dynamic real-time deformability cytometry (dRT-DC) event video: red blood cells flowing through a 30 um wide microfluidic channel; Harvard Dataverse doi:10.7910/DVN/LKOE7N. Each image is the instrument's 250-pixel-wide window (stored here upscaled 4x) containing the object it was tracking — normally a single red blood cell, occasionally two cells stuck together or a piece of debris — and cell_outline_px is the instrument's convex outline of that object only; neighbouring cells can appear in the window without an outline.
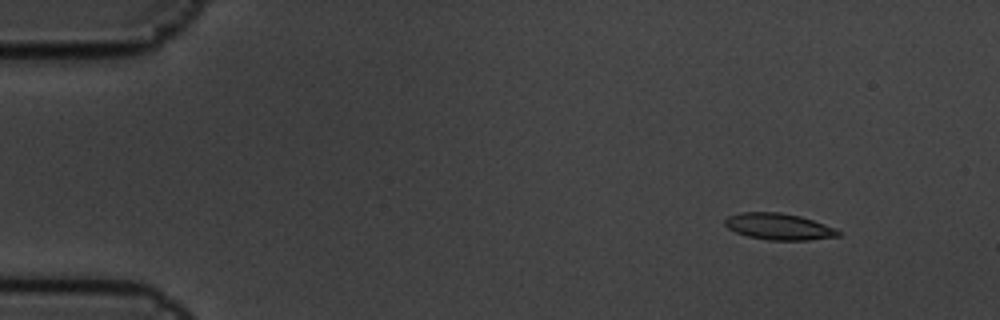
{"species": "common noctule bat (a hibernating species)", "species_latin": "Nyctalus noctula", "temperature_condition": "cold", "stored_images_in_passage": 7, "camera_frame_rate_fps": 3000, "um_per_image_px": 0.085, "animal": {"sex": "male", "body_mass_g": 19.5, "forearm_length_mm": 54.6}, "frame": {"image": 1, "passage_image": 2, "time_ms": 0.333, "image_size_px": [1000, 320], "cell_outline_px": [[840, 236], [808, 240], [768, 240], [748, 236], [736, 232], [728, 228], [724, 224], [724, 220], [728, 216], [740, 212], [780, 212], [800, 216], [836, 228], [840, 232]], "centroid_in_image_um": [66.19, 19.25], "position_along_channel_um": 18.8, "area_um2": 17.46}}
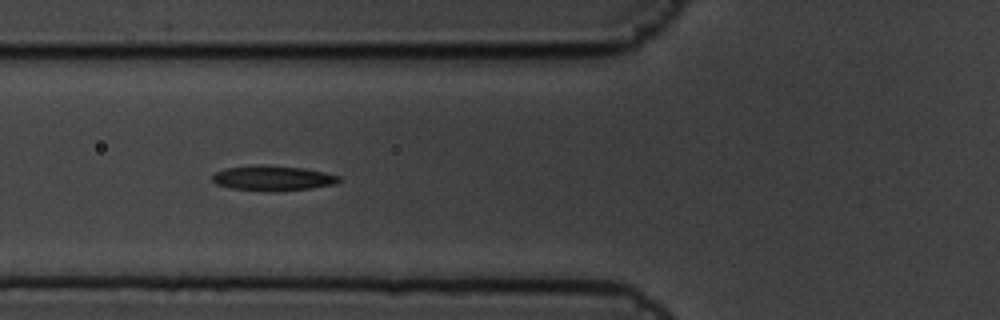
{"frame": {"image": 2, "passage_image": 6, "time_ms": 1.667, "image_size_px": [1000, 320], "cell_outline_px": [[340, 180], [336, 184], [312, 188], [232, 188], [216, 184], [212, 180], [212, 176], [216, 172], [228, 168], [256, 164], [304, 168], [324, 172], [340, 176]], "centroid_in_image_um": [23.21, 15.08], "position_along_channel_um": 102.6, "area_um2": 17.34}}
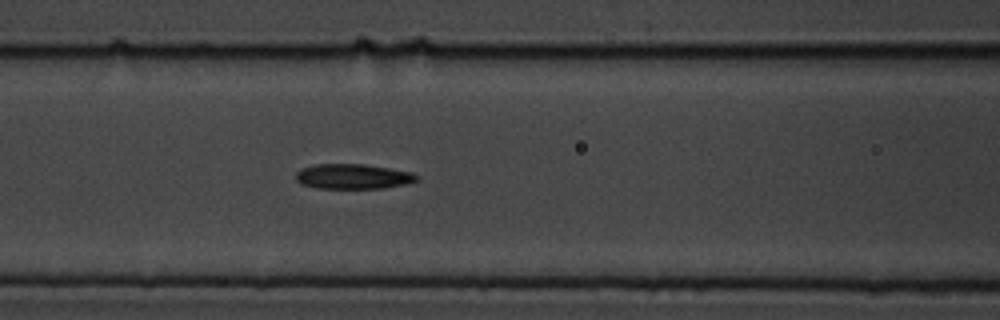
{"frame": {"image": 3, "passage_image": 7, "time_ms": 2.0, "image_size_px": [1000, 320], "cell_outline_px": [[420, 180], [408, 184], [384, 188], [316, 188], [300, 184], [296, 180], [296, 172], [300, 168], [316, 164], [364, 164], [412, 172], [420, 176]], "centroid_in_image_um": [30.02, 15.0], "position_along_channel_um": 136.6, "area_um2": 17.86}}